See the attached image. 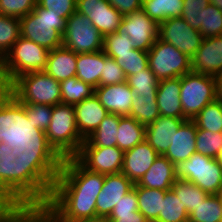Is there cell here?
<instances>
[{"mask_svg":"<svg viewBox=\"0 0 222 222\" xmlns=\"http://www.w3.org/2000/svg\"><path fill=\"white\" fill-rule=\"evenodd\" d=\"M57 161L36 142L17 139L0 156V203L45 204Z\"/></svg>","mask_w":222,"mask_h":222,"instance_id":"cell-1","label":"cell"},{"mask_svg":"<svg viewBox=\"0 0 222 222\" xmlns=\"http://www.w3.org/2000/svg\"><path fill=\"white\" fill-rule=\"evenodd\" d=\"M84 141L76 124L74 106L59 103L53 106L49 127L36 143L58 162L74 158Z\"/></svg>","mask_w":222,"mask_h":222,"instance_id":"cell-2","label":"cell"},{"mask_svg":"<svg viewBox=\"0 0 222 222\" xmlns=\"http://www.w3.org/2000/svg\"><path fill=\"white\" fill-rule=\"evenodd\" d=\"M105 175L83 167L75 158L57 162L55 179L50 196H87L97 198Z\"/></svg>","mask_w":222,"mask_h":222,"instance_id":"cell-3","label":"cell"},{"mask_svg":"<svg viewBox=\"0 0 222 222\" xmlns=\"http://www.w3.org/2000/svg\"><path fill=\"white\" fill-rule=\"evenodd\" d=\"M13 103L47 104L61 103L60 82L45 71L22 74L15 78L4 90Z\"/></svg>","mask_w":222,"mask_h":222,"instance_id":"cell-4","label":"cell"},{"mask_svg":"<svg viewBox=\"0 0 222 222\" xmlns=\"http://www.w3.org/2000/svg\"><path fill=\"white\" fill-rule=\"evenodd\" d=\"M49 50L22 36L0 60V90L18 76L46 68Z\"/></svg>","mask_w":222,"mask_h":222,"instance_id":"cell-5","label":"cell"},{"mask_svg":"<svg viewBox=\"0 0 222 222\" xmlns=\"http://www.w3.org/2000/svg\"><path fill=\"white\" fill-rule=\"evenodd\" d=\"M20 29L22 37L51 51L63 46L66 20L36 4L31 13L20 18Z\"/></svg>","mask_w":222,"mask_h":222,"instance_id":"cell-6","label":"cell"},{"mask_svg":"<svg viewBox=\"0 0 222 222\" xmlns=\"http://www.w3.org/2000/svg\"><path fill=\"white\" fill-rule=\"evenodd\" d=\"M174 169L177 179L190 181L209 195L220 193L222 166L216 158L195 152L188 160L174 164Z\"/></svg>","mask_w":222,"mask_h":222,"instance_id":"cell-7","label":"cell"},{"mask_svg":"<svg viewBox=\"0 0 222 222\" xmlns=\"http://www.w3.org/2000/svg\"><path fill=\"white\" fill-rule=\"evenodd\" d=\"M180 100L183 115L193 120L210 102L216 99L215 78L212 75L188 72L180 77Z\"/></svg>","mask_w":222,"mask_h":222,"instance_id":"cell-8","label":"cell"},{"mask_svg":"<svg viewBox=\"0 0 222 222\" xmlns=\"http://www.w3.org/2000/svg\"><path fill=\"white\" fill-rule=\"evenodd\" d=\"M148 63L158 80L181 77L191 71V58L159 38L148 51Z\"/></svg>","mask_w":222,"mask_h":222,"instance_id":"cell-9","label":"cell"},{"mask_svg":"<svg viewBox=\"0 0 222 222\" xmlns=\"http://www.w3.org/2000/svg\"><path fill=\"white\" fill-rule=\"evenodd\" d=\"M52 111L53 106L47 104L13 103L15 135L36 142L49 127Z\"/></svg>","mask_w":222,"mask_h":222,"instance_id":"cell-10","label":"cell"},{"mask_svg":"<svg viewBox=\"0 0 222 222\" xmlns=\"http://www.w3.org/2000/svg\"><path fill=\"white\" fill-rule=\"evenodd\" d=\"M103 41L104 36L87 16L76 11L66 20L63 46L76 54L101 51Z\"/></svg>","mask_w":222,"mask_h":222,"instance_id":"cell-11","label":"cell"},{"mask_svg":"<svg viewBox=\"0 0 222 222\" xmlns=\"http://www.w3.org/2000/svg\"><path fill=\"white\" fill-rule=\"evenodd\" d=\"M158 38L172 44L189 58L194 56L203 40L202 34L182 17H171L159 23Z\"/></svg>","mask_w":222,"mask_h":222,"instance_id":"cell-12","label":"cell"},{"mask_svg":"<svg viewBox=\"0 0 222 222\" xmlns=\"http://www.w3.org/2000/svg\"><path fill=\"white\" fill-rule=\"evenodd\" d=\"M159 24L149 18L143 9L123 16L118 34H126L136 49L148 52L158 38Z\"/></svg>","mask_w":222,"mask_h":222,"instance_id":"cell-13","label":"cell"},{"mask_svg":"<svg viewBox=\"0 0 222 222\" xmlns=\"http://www.w3.org/2000/svg\"><path fill=\"white\" fill-rule=\"evenodd\" d=\"M87 170L104 175L122 171L124 152L113 147H81L74 157Z\"/></svg>","mask_w":222,"mask_h":222,"instance_id":"cell-14","label":"cell"},{"mask_svg":"<svg viewBox=\"0 0 222 222\" xmlns=\"http://www.w3.org/2000/svg\"><path fill=\"white\" fill-rule=\"evenodd\" d=\"M76 11L87 16L103 36L116 32L123 18L107 0H77Z\"/></svg>","mask_w":222,"mask_h":222,"instance_id":"cell-15","label":"cell"},{"mask_svg":"<svg viewBox=\"0 0 222 222\" xmlns=\"http://www.w3.org/2000/svg\"><path fill=\"white\" fill-rule=\"evenodd\" d=\"M96 200L87 196H50L46 203L63 222L96 217Z\"/></svg>","mask_w":222,"mask_h":222,"instance_id":"cell-16","label":"cell"},{"mask_svg":"<svg viewBox=\"0 0 222 222\" xmlns=\"http://www.w3.org/2000/svg\"><path fill=\"white\" fill-rule=\"evenodd\" d=\"M134 187L122 172L105 175L102 190L96 200V216L108 218L115 205Z\"/></svg>","mask_w":222,"mask_h":222,"instance_id":"cell-17","label":"cell"},{"mask_svg":"<svg viewBox=\"0 0 222 222\" xmlns=\"http://www.w3.org/2000/svg\"><path fill=\"white\" fill-rule=\"evenodd\" d=\"M191 71L212 76L222 73V35L203 38L191 58Z\"/></svg>","mask_w":222,"mask_h":222,"instance_id":"cell-18","label":"cell"},{"mask_svg":"<svg viewBox=\"0 0 222 222\" xmlns=\"http://www.w3.org/2000/svg\"><path fill=\"white\" fill-rule=\"evenodd\" d=\"M94 94L109 113L122 116L130 114L135 96L126 81L115 85L98 86L94 89Z\"/></svg>","mask_w":222,"mask_h":222,"instance_id":"cell-19","label":"cell"},{"mask_svg":"<svg viewBox=\"0 0 222 222\" xmlns=\"http://www.w3.org/2000/svg\"><path fill=\"white\" fill-rule=\"evenodd\" d=\"M187 118H175L160 115L145 128V140L159 154L164 155L172 144V139Z\"/></svg>","mask_w":222,"mask_h":222,"instance_id":"cell-20","label":"cell"},{"mask_svg":"<svg viewBox=\"0 0 222 222\" xmlns=\"http://www.w3.org/2000/svg\"><path fill=\"white\" fill-rule=\"evenodd\" d=\"M159 154L143 140L132 149L124 152L122 173L134 184L149 170Z\"/></svg>","mask_w":222,"mask_h":222,"instance_id":"cell-21","label":"cell"},{"mask_svg":"<svg viewBox=\"0 0 222 222\" xmlns=\"http://www.w3.org/2000/svg\"><path fill=\"white\" fill-rule=\"evenodd\" d=\"M74 109L79 134L84 140L93 134L101 121L109 114L95 94L74 105Z\"/></svg>","mask_w":222,"mask_h":222,"instance_id":"cell-22","label":"cell"},{"mask_svg":"<svg viewBox=\"0 0 222 222\" xmlns=\"http://www.w3.org/2000/svg\"><path fill=\"white\" fill-rule=\"evenodd\" d=\"M197 125L186 120L178 129L164 156L173 164L188 160L196 152Z\"/></svg>","mask_w":222,"mask_h":222,"instance_id":"cell-23","label":"cell"},{"mask_svg":"<svg viewBox=\"0 0 222 222\" xmlns=\"http://www.w3.org/2000/svg\"><path fill=\"white\" fill-rule=\"evenodd\" d=\"M180 77L158 81L157 106L160 115L175 118H186L180 100Z\"/></svg>","mask_w":222,"mask_h":222,"instance_id":"cell-24","label":"cell"},{"mask_svg":"<svg viewBox=\"0 0 222 222\" xmlns=\"http://www.w3.org/2000/svg\"><path fill=\"white\" fill-rule=\"evenodd\" d=\"M176 180L174 164L164 155H159L136 184L148 189L169 191Z\"/></svg>","mask_w":222,"mask_h":222,"instance_id":"cell-25","label":"cell"},{"mask_svg":"<svg viewBox=\"0 0 222 222\" xmlns=\"http://www.w3.org/2000/svg\"><path fill=\"white\" fill-rule=\"evenodd\" d=\"M77 54L61 46L49 51L44 71L56 81L76 76Z\"/></svg>","mask_w":222,"mask_h":222,"instance_id":"cell-26","label":"cell"},{"mask_svg":"<svg viewBox=\"0 0 222 222\" xmlns=\"http://www.w3.org/2000/svg\"><path fill=\"white\" fill-rule=\"evenodd\" d=\"M104 65L103 50L77 54L76 77L95 89L99 86Z\"/></svg>","mask_w":222,"mask_h":222,"instance_id":"cell-27","label":"cell"},{"mask_svg":"<svg viewBox=\"0 0 222 222\" xmlns=\"http://www.w3.org/2000/svg\"><path fill=\"white\" fill-rule=\"evenodd\" d=\"M121 116L109 113L93 134L81 144V147L117 146V132Z\"/></svg>","mask_w":222,"mask_h":222,"instance_id":"cell-28","label":"cell"},{"mask_svg":"<svg viewBox=\"0 0 222 222\" xmlns=\"http://www.w3.org/2000/svg\"><path fill=\"white\" fill-rule=\"evenodd\" d=\"M18 139L15 135L12 99L0 90V156Z\"/></svg>","mask_w":222,"mask_h":222,"instance_id":"cell-29","label":"cell"},{"mask_svg":"<svg viewBox=\"0 0 222 222\" xmlns=\"http://www.w3.org/2000/svg\"><path fill=\"white\" fill-rule=\"evenodd\" d=\"M144 124L128 115L121 116L117 132V147L126 152L145 140Z\"/></svg>","mask_w":222,"mask_h":222,"instance_id":"cell-30","label":"cell"},{"mask_svg":"<svg viewBox=\"0 0 222 222\" xmlns=\"http://www.w3.org/2000/svg\"><path fill=\"white\" fill-rule=\"evenodd\" d=\"M167 191L161 189H148L136 184L138 197V211L148 221H156L161 212L162 201Z\"/></svg>","mask_w":222,"mask_h":222,"instance_id":"cell-31","label":"cell"},{"mask_svg":"<svg viewBox=\"0 0 222 222\" xmlns=\"http://www.w3.org/2000/svg\"><path fill=\"white\" fill-rule=\"evenodd\" d=\"M183 0H143L142 9L158 24L171 17H181Z\"/></svg>","mask_w":222,"mask_h":222,"instance_id":"cell-32","label":"cell"},{"mask_svg":"<svg viewBox=\"0 0 222 222\" xmlns=\"http://www.w3.org/2000/svg\"><path fill=\"white\" fill-rule=\"evenodd\" d=\"M171 190L180 199L188 215L209 195L194 183L184 179H177Z\"/></svg>","mask_w":222,"mask_h":222,"instance_id":"cell-33","label":"cell"},{"mask_svg":"<svg viewBox=\"0 0 222 222\" xmlns=\"http://www.w3.org/2000/svg\"><path fill=\"white\" fill-rule=\"evenodd\" d=\"M61 103L76 105L94 94V88L78 79L76 76L70 77L60 82Z\"/></svg>","mask_w":222,"mask_h":222,"instance_id":"cell-34","label":"cell"},{"mask_svg":"<svg viewBox=\"0 0 222 222\" xmlns=\"http://www.w3.org/2000/svg\"><path fill=\"white\" fill-rule=\"evenodd\" d=\"M222 220V197L211 194L189 214L188 222H220Z\"/></svg>","mask_w":222,"mask_h":222,"instance_id":"cell-35","label":"cell"},{"mask_svg":"<svg viewBox=\"0 0 222 222\" xmlns=\"http://www.w3.org/2000/svg\"><path fill=\"white\" fill-rule=\"evenodd\" d=\"M128 116L133 117L145 126L154 122L160 116L157 106V96L146 95V97H134Z\"/></svg>","mask_w":222,"mask_h":222,"instance_id":"cell-36","label":"cell"},{"mask_svg":"<svg viewBox=\"0 0 222 222\" xmlns=\"http://www.w3.org/2000/svg\"><path fill=\"white\" fill-rule=\"evenodd\" d=\"M158 81L149 66L137 74L126 78V82L132 89L135 97H146V95L157 96Z\"/></svg>","mask_w":222,"mask_h":222,"instance_id":"cell-37","label":"cell"},{"mask_svg":"<svg viewBox=\"0 0 222 222\" xmlns=\"http://www.w3.org/2000/svg\"><path fill=\"white\" fill-rule=\"evenodd\" d=\"M197 129H205L212 133L222 132L221 101L215 99L208 103L193 119Z\"/></svg>","mask_w":222,"mask_h":222,"instance_id":"cell-38","label":"cell"},{"mask_svg":"<svg viewBox=\"0 0 222 222\" xmlns=\"http://www.w3.org/2000/svg\"><path fill=\"white\" fill-rule=\"evenodd\" d=\"M189 215L172 190L165 193L161 212L155 222H188Z\"/></svg>","mask_w":222,"mask_h":222,"instance_id":"cell-39","label":"cell"},{"mask_svg":"<svg viewBox=\"0 0 222 222\" xmlns=\"http://www.w3.org/2000/svg\"><path fill=\"white\" fill-rule=\"evenodd\" d=\"M20 19L0 14V60L20 38Z\"/></svg>","mask_w":222,"mask_h":222,"instance_id":"cell-40","label":"cell"},{"mask_svg":"<svg viewBox=\"0 0 222 222\" xmlns=\"http://www.w3.org/2000/svg\"><path fill=\"white\" fill-rule=\"evenodd\" d=\"M200 33L203 38H210L222 35V11L209 4L199 17Z\"/></svg>","mask_w":222,"mask_h":222,"instance_id":"cell-41","label":"cell"},{"mask_svg":"<svg viewBox=\"0 0 222 222\" xmlns=\"http://www.w3.org/2000/svg\"><path fill=\"white\" fill-rule=\"evenodd\" d=\"M19 222H63L61 218L45 204L20 203Z\"/></svg>","mask_w":222,"mask_h":222,"instance_id":"cell-42","label":"cell"},{"mask_svg":"<svg viewBox=\"0 0 222 222\" xmlns=\"http://www.w3.org/2000/svg\"><path fill=\"white\" fill-rule=\"evenodd\" d=\"M114 58L115 61L123 69L126 78L133 74L146 69L148 63V52L140 49H133L131 53L119 54V56H108Z\"/></svg>","mask_w":222,"mask_h":222,"instance_id":"cell-43","label":"cell"},{"mask_svg":"<svg viewBox=\"0 0 222 222\" xmlns=\"http://www.w3.org/2000/svg\"><path fill=\"white\" fill-rule=\"evenodd\" d=\"M222 149V132L212 133L205 129H197L196 152L216 158Z\"/></svg>","mask_w":222,"mask_h":222,"instance_id":"cell-44","label":"cell"},{"mask_svg":"<svg viewBox=\"0 0 222 222\" xmlns=\"http://www.w3.org/2000/svg\"><path fill=\"white\" fill-rule=\"evenodd\" d=\"M133 49L135 45L126 34L114 32L104 36L103 51L107 56L131 53Z\"/></svg>","mask_w":222,"mask_h":222,"instance_id":"cell-45","label":"cell"},{"mask_svg":"<svg viewBox=\"0 0 222 222\" xmlns=\"http://www.w3.org/2000/svg\"><path fill=\"white\" fill-rule=\"evenodd\" d=\"M37 0H0V14L22 18L36 7Z\"/></svg>","mask_w":222,"mask_h":222,"instance_id":"cell-46","label":"cell"},{"mask_svg":"<svg viewBox=\"0 0 222 222\" xmlns=\"http://www.w3.org/2000/svg\"><path fill=\"white\" fill-rule=\"evenodd\" d=\"M126 81L123 69L114 58L105 54V65L100 77L99 86L115 85Z\"/></svg>","mask_w":222,"mask_h":222,"instance_id":"cell-47","label":"cell"},{"mask_svg":"<svg viewBox=\"0 0 222 222\" xmlns=\"http://www.w3.org/2000/svg\"><path fill=\"white\" fill-rule=\"evenodd\" d=\"M209 4V0H183L184 6L181 17L188 23L190 27L200 31V12L203 11Z\"/></svg>","mask_w":222,"mask_h":222,"instance_id":"cell-48","label":"cell"},{"mask_svg":"<svg viewBox=\"0 0 222 222\" xmlns=\"http://www.w3.org/2000/svg\"><path fill=\"white\" fill-rule=\"evenodd\" d=\"M37 4L46 10L52 9L59 17L67 20L76 12L77 0H37Z\"/></svg>","mask_w":222,"mask_h":222,"instance_id":"cell-49","label":"cell"},{"mask_svg":"<svg viewBox=\"0 0 222 222\" xmlns=\"http://www.w3.org/2000/svg\"><path fill=\"white\" fill-rule=\"evenodd\" d=\"M138 211V197L136 194V183L131 191H129L122 199L115 205L110 215H126Z\"/></svg>","mask_w":222,"mask_h":222,"instance_id":"cell-50","label":"cell"},{"mask_svg":"<svg viewBox=\"0 0 222 222\" xmlns=\"http://www.w3.org/2000/svg\"><path fill=\"white\" fill-rule=\"evenodd\" d=\"M20 203H0V222H19Z\"/></svg>","mask_w":222,"mask_h":222,"instance_id":"cell-51","label":"cell"},{"mask_svg":"<svg viewBox=\"0 0 222 222\" xmlns=\"http://www.w3.org/2000/svg\"><path fill=\"white\" fill-rule=\"evenodd\" d=\"M123 16L142 9L143 0H107Z\"/></svg>","mask_w":222,"mask_h":222,"instance_id":"cell-52","label":"cell"},{"mask_svg":"<svg viewBox=\"0 0 222 222\" xmlns=\"http://www.w3.org/2000/svg\"><path fill=\"white\" fill-rule=\"evenodd\" d=\"M108 220L110 222H149L139 211L126 215H110Z\"/></svg>","mask_w":222,"mask_h":222,"instance_id":"cell-53","label":"cell"},{"mask_svg":"<svg viewBox=\"0 0 222 222\" xmlns=\"http://www.w3.org/2000/svg\"><path fill=\"white\" fill-rule=\"evenodd\" d=\"M215 78V89H216V99L222 101V73L214 76Z\"/></svg>","mask_w":222,"mask_h":222,"instance_id":"cell-54","label":"cell"},{"mask_svg":"<svg viewBox=\"0 0 222 222\" xmlns=\"http://www.w3.org/2000/svg\"><path fill=\"white\" fill-rule=\"evenodd\" d=\"M75 222H110V221L106 217L96 216V217H93V218H86V219L78 220V221H75Z\"/></svg>","mask_w":222,"mask_h":222,"instance_id":"cell-55","label":"cell"},{"mask_svg":"<svg viewBox=\"0 0 222 222\" xmlns=\"http://www.w3.org/2000/svg\"><path fill=\"white\" fill-rule=\"evenodd\" d=\"M209 2L222 11V0H209Z\"/></svg>","mask_w":222,"mask_h":222,"instance_id":"cell-56","label":"cell"},{"mask_svg":"<svg viewBox=\"0 0 222 222\" xmlns=\"http://www.w3.org/2000/svg\"><path fill=\"white\" fill-rule=\"evenodd\" d=\"M216 160L220 163V165L222 166V149L221 151L218 153Z\"/></svg>","mask_w":222,"mask_h":222,"instance_id":"cell-57","label":"cell"},{"mask_svg":"<svg viewBox=\"0 0 222 222\" xmlns=\"http://www.w3.org/2000/svg\"><path fill=\"white\" fill-rule=\"evenodd\" d=\"M219 195L222 197V187H221V190H220V193H219Z\"/></svg>","mask_w":222,"mask_h":222,"instance_id":"cell-58","label":"cell"}]
</instances>
